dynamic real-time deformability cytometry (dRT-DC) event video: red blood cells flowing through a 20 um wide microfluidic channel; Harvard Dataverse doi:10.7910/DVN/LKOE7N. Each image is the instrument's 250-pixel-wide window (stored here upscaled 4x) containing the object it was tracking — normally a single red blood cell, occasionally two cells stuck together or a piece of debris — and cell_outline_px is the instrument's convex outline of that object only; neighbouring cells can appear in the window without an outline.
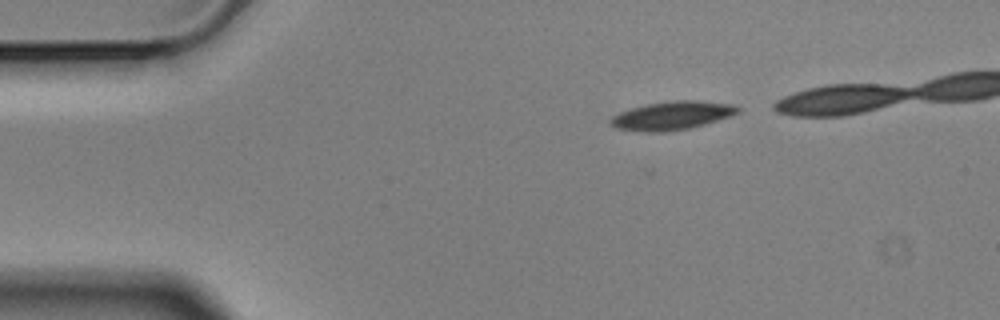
{"species": "Egyptian fruit bat (a non-hibernating species)", "species_latin": "Rousettus aegyptiacus", "temperature_condition": "cold", "stored_images_in_passage": 4, "camera_frame_rate_fps": 3000, "um_per_image_px": 0.085, "animal": {"sex": "male"}, "frame": {"image": 1, "passage_image": 1, "time_ms": 0.0, "image_size_px": [1000, 320], "cell_outline_px": [[740, 112], [732, 116], [704, 124], [688, 128], [664, 132], [644, 132], [616, 128], [608, 124], [608, 120], [612, 116], [620, 112], [632, 108], [648, 104], [676, 100], [696, 100], [732, 104], [740, 108]], "centroid_in_image_um": [57.11, 9.83], "position_along_channel_um": 27.9, "area_um2": 21.1}}